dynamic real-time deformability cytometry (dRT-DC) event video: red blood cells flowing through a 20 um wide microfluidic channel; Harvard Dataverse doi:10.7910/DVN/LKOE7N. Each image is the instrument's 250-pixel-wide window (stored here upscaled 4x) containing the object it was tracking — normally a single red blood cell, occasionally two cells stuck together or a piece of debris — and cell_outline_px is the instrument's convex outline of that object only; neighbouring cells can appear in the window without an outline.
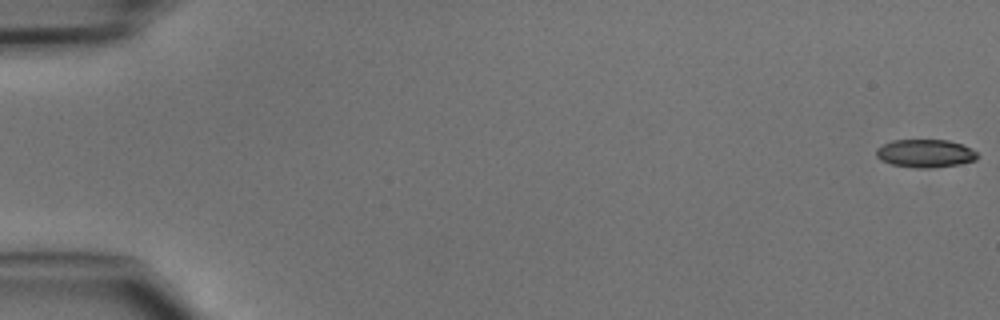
{"species": "common noctule bat (a hibernating species)", "species_latin": "Nyctalus noctula", "temperature_condition": "cold", "stored_images_in_passage": 48, "camera_frame_rate_fps": 3000, "um_per_image_px": 0.085, "animal": {"sex": "male", "body_mass_g": 15.6}, "frame": {"image": 1, "passage_image": 1, "time_ms": 0.0, "image_size_px": [1000, 320], "cell_outline_px": [[976, 160], [960, 164], [928, 168], [916, 168], [892, 164], [880, 160], [876, 156], [876, 148], [892, 140], [948, 140], [960, 144], [976, 152]], "centroid_in_image_um": [78.6, 13.04], "position_along_channel_um": 6.4, "area_um2": 16.36}}
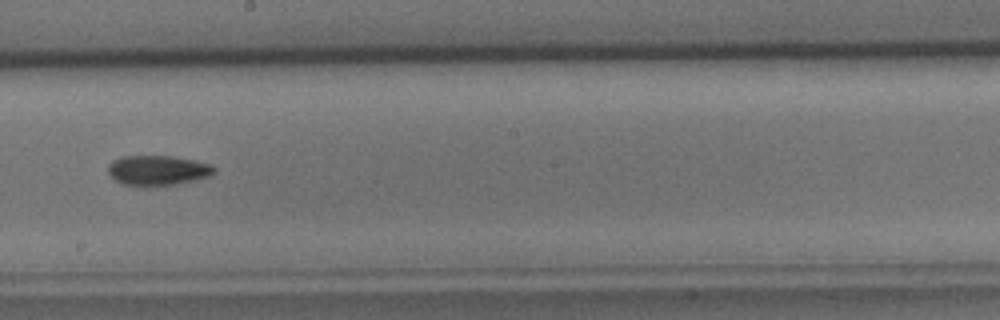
{"frame": {"image": 2, "passage_image": 28, "time_ms": 9.0, "image_size_px": [1000, 320], "cell_outline_px": [[216, 172], [212, 176], [196, 180], [176, 184], [124, 184], [116, 180], [108, 172], [108, 164], [112, 160], [120, 156], [172, 156], [212, 164], [216, 168]], "centroid_in_image_um": [13.46, 14.45], "position_along_channel_um": 234.7, "area_um2": 18.26}}
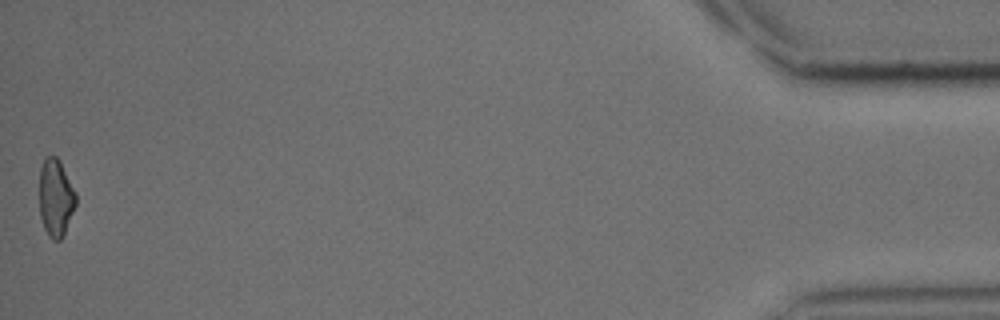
{"frame": {"image": 3, "passage_image": 48, "time_ms": 15.667, "image_size_px": [1000, 320], "cell_outline_px": [[76, 204], [64, 236], [60, 240], [52, 240], [48, 236], [44, 228], [40, 216], [40, 168], [44, 156], [56, 156], [60, 160], [76, 192]], "centroid_in_image_um": [4.74, 16.81], "position_along_channel_um": 430.5, "area_um2": 16.7}}